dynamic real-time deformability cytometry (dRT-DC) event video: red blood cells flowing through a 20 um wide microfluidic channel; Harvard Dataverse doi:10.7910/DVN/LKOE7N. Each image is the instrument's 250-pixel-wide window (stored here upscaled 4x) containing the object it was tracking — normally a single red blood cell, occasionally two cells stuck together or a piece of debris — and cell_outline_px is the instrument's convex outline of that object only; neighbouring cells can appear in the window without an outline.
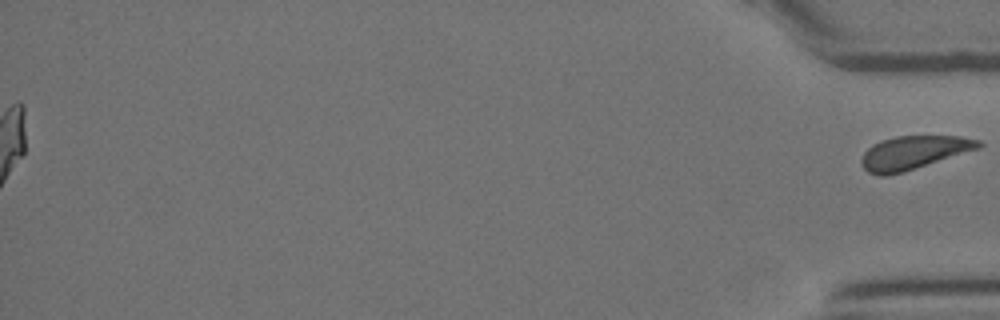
{"species": "Egyptian fruit bat (a non-hibernating species)", "species_latin": "Rousettus aegyptiacus", "temperature_condition": "room temperature", "stored_images_in_passage": 40, "segment_of_instrument_passage": [2, 2], "camera_frame_rate_fps": 3000, "um_per_image_px": 0.085, "animal": {"sex": "female"}, "frame": {"image": 1, "passage_image": 40, "time_ms": 13.0, "image_size_px": [1000, 320], "cell_outline_px": [[984, 144], [980, 148], [904, 172], [884, 176], [880, 176], [868, 172], [864, 168], [860, 160], [864, 152], [872, 144], [880, 140], [896, 136], [960, 136], [980, 140]], "centroid_in_image_um": [77.65, 12.97], "position_along_channel_um": 357.5, "area_um2": 22.89}}